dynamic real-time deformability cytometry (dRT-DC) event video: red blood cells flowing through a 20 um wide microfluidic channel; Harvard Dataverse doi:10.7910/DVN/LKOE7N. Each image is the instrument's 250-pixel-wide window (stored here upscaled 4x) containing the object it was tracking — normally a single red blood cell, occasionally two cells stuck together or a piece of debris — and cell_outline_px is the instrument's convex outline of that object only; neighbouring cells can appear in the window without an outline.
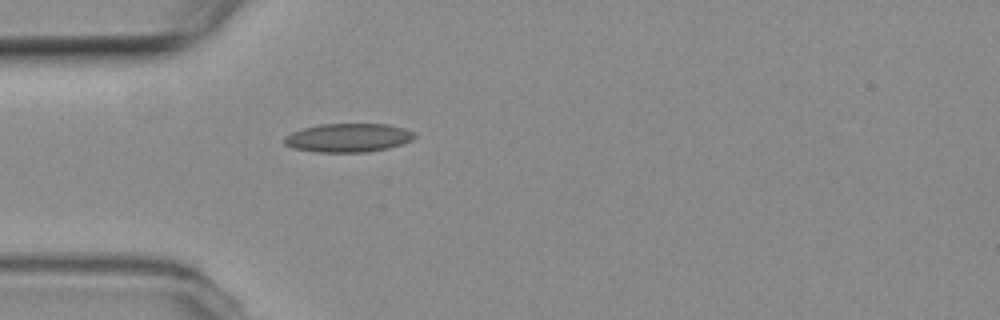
{"species": "common noctule bat (a hibernating species)", "species_latin": "Nyctalus noctula", "temperature_condition": "room temperature", "stored_images_in_passage": 5, "camera_frame_rate_fps": 3000, "um_per_image_px": 0.085, "animal": {"sex": "female", "body_mass_g": 19.3, "forearm_length_mm": 54.1}, "frame": {"image": 1, "passage_image": 5, "time_ms": 4.667, "image_size_px": [1000, 320], "cell_outline_px": [[416, 136], [412, 140], [388, 148], [364, 152], [316, 152], [292, 148], [284, 144], [284, 136], [292, 132], [304, 128], [320, 124], [388, 124], [404, 128], [416, 132]], "centroid_in_image_um": [29.6, 11.7], "position_along_channel_um": 55.4, "area_um2": 21.79}}